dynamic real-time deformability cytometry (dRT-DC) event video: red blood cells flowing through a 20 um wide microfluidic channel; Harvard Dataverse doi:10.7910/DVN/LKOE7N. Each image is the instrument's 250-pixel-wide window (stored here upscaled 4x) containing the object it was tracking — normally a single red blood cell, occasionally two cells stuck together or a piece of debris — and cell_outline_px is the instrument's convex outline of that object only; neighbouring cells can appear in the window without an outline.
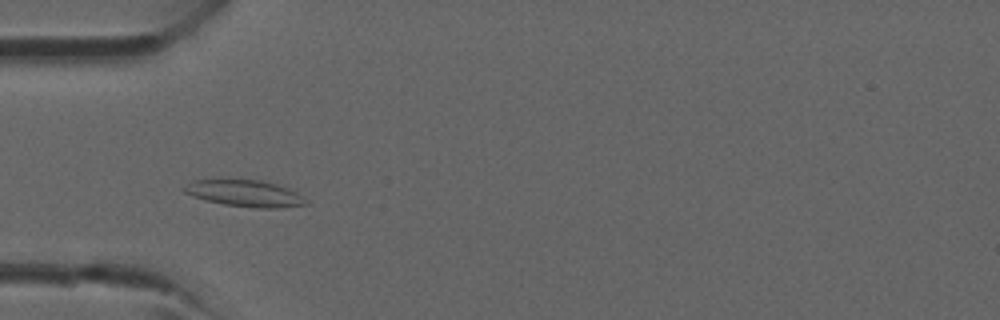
{"species": "common noctule bat (a hibernating species)", "species_latin": "Nyctalus noctula", "temperature_condition": "room temperature", "stored_images_in_passage": 2, "camera_frame_rate_fps": 3000, "um_per_image_px": 0.085, "animal": {"sex": "male", "forearm_length_mm": 52.5}, "frame": {"image": 1, "passage_image": 2, "time_ms": 2.333, "image_size_px": [1000, 320], "cell_outline_px": [[308, 204], [276, 208], [256, 208], [224, 204], [204, 200], [192, 196], [184, 192], [180, 188], [192, 180], [260, 180], [276, 184], [288, 188], [296, 192], [308, 200]], "centroid_in_image_um": [20.79, 16.44], "position_along_channel_um": 64.2, "area_um2": 18.84}}